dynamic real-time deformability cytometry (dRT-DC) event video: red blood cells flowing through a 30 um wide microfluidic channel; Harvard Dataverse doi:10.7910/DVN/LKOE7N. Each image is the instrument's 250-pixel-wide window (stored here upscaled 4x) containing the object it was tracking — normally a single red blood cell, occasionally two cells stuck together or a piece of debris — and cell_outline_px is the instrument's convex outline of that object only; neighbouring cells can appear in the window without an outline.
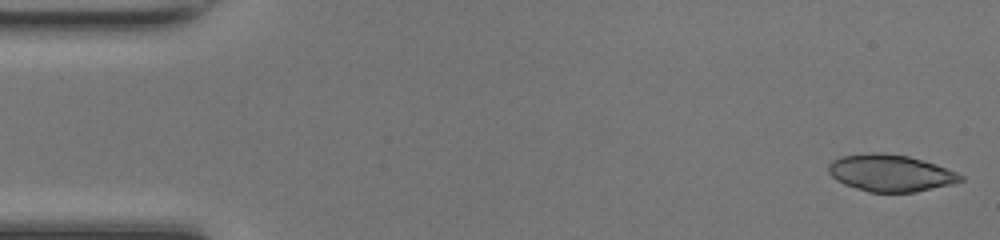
{"species": "common noctule bat (a hibernating species)", "species_latin": "Nyctalus noctula", "temperature_condition": "room temperature", "stored_images_in_passage": 48, "camera_frame_rate_fps": 3000, "um_per_image_px": 0.085, "animal": {"sex": "female", "body_mass_g": 17.0, "forearm_length_mm": 48.0}, "frame": {"image": 1, "passage_image": 1, "time_ms": 0.0, "image_size_px": [1000, 240], "cell_outline_px": [[964, 180], [952, 184], [916, 192], [868, 192], [844, 184], [836, 180], [828, 172], [828, 164], [832, 160], [840, 156], [872, 152], [884, 152], [908, 156], [936, 164], [956, 172], [964, 176]], "centroid_in_image_um": [75.68, 14.7], "position_along_channel_um": 9.3, "area_um2": 28.55}}